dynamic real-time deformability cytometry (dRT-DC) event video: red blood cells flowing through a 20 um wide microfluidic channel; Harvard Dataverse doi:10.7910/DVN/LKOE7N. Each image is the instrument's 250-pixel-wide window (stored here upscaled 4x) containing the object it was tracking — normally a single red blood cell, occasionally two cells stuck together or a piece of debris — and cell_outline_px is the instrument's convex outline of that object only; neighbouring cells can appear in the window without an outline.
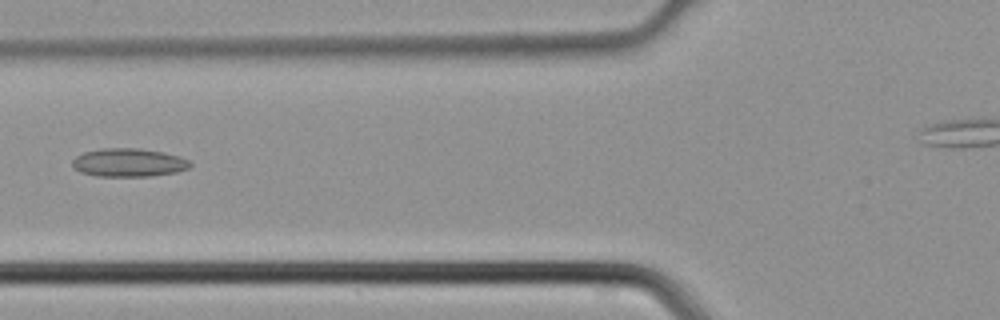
{"species": "common noctule bat (a hibernating species)", "species_latin": "Nyctalus noctula", "temperature_condition": "cold", "stored_images_in_passage": 40, "camera_frame_rate_fps": 3000, "um_per_image_px": 0.085, "animal": {"sex": "male", "body_mass_g": 21.5, "forearm_length_mm": 52.0}, "frame": {"image": 1, "passage_image": 18, "time_ms": 5.667, "image_size_px": [1000, 320], "cell_outline_px": [[192, 164], [188, 168], [176, 172], [152, 176], [96, 176], [80, 172], [72, 164], [72, 160], [76, 156], [84, 152], [100, 148], [140, 148], [164, 152], [180, 156], [188, 160]], "centroid_in_image_um": [10.94, 13.81], "position_along_channel_um": 114.9, "area_um2": 19.54}}
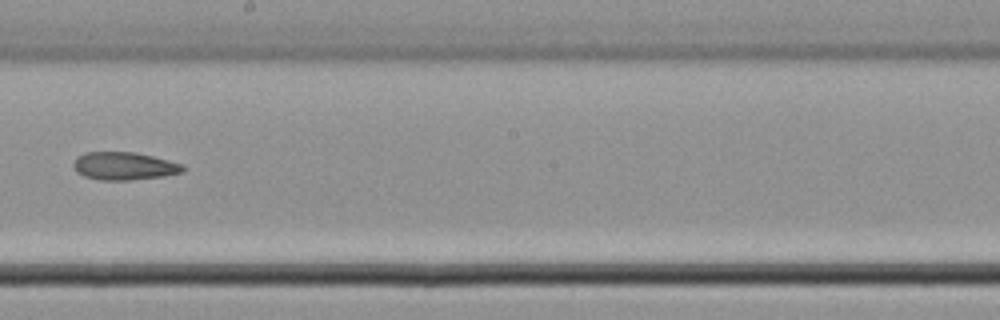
{"frame": {"image": 2, "passage_image": 26, "time_ms": 8.333, "image_size_px": [1000, 320], "cell_outline_px": [[184, 172], [164, 176], [128, 180], [100, 180], [84, 176], [76, 172], [72, 164], [76, 156], [84, 152], [132, 152], [152, 156], [184, 164]], "centroid_in_image_um": [10.53, 14.11], "position_along_channel_um": 237.7, "area_um2": 17.86}}
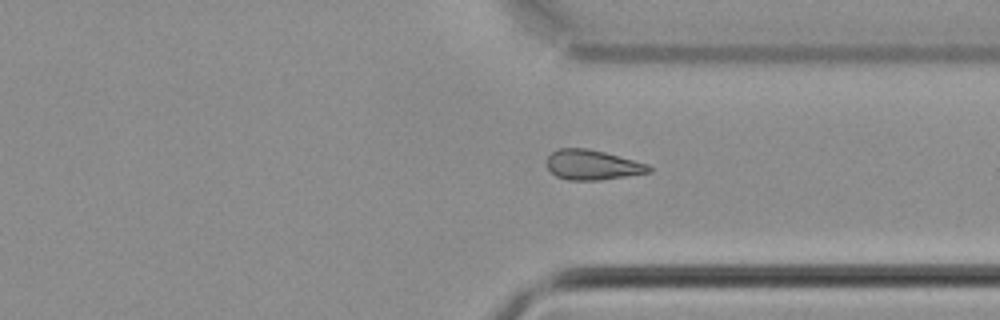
{"frame": {"image": 3, "passage_image": 34, "time_ms": 11.0, "image_size_px": [1000, 320], "cell_outline_px": [[652, 172], [628, 176], [600, 180], [568, 180], [556, 176], [548, 168], [548, 156], [552, 152], [560, 148], [588, 148], [604, 152], [648, 164], [652, 168]], "centroid_in_image_um": [50.38, 14.02], "position_along_channel_um": 361.0, "area_um2": 17.74}}